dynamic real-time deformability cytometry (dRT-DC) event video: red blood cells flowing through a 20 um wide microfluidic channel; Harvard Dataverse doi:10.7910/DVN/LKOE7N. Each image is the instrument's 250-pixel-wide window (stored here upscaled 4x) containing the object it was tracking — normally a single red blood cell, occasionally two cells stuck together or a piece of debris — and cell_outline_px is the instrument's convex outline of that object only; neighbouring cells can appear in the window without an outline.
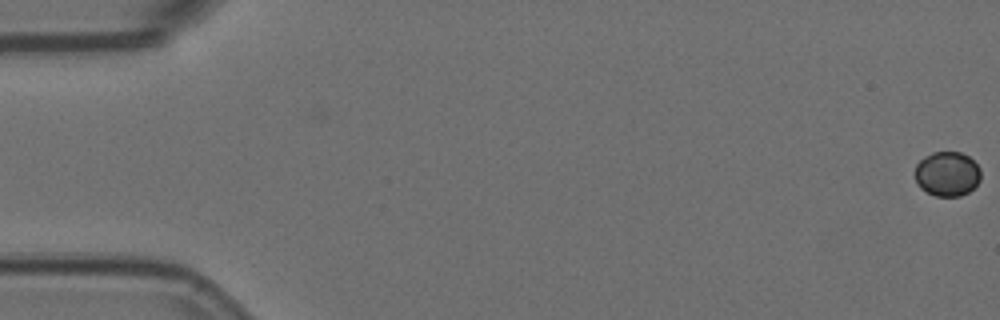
{"species": "Egyptian fruit bat (a non-hibernating species)", "species_latin": "Rousettus aegyptiacus", "temperature_condition": "room temperature", "stored_images_in_passage": 58, "camera_frame_rate_fps": 3000, "um_per_image_px": 0.085, "animal": {"sex": "female"}, "frame": {"image": 1, "passage_image": 1, "time_ms": 0.0, "image_size_px": [1000, 320], "cell_outline_px": [[980, 180], [968, 192], [960, 196], [936, 196], [920, 188], [916, 180], [916, 164], [924, 156], [932, 152], [960, 152], [968, 156], [980, 168]], "centroid_in_image_um": [80.51, 14.77], "position_along_channel_um": 4.5, "area_um2": 16.99}}
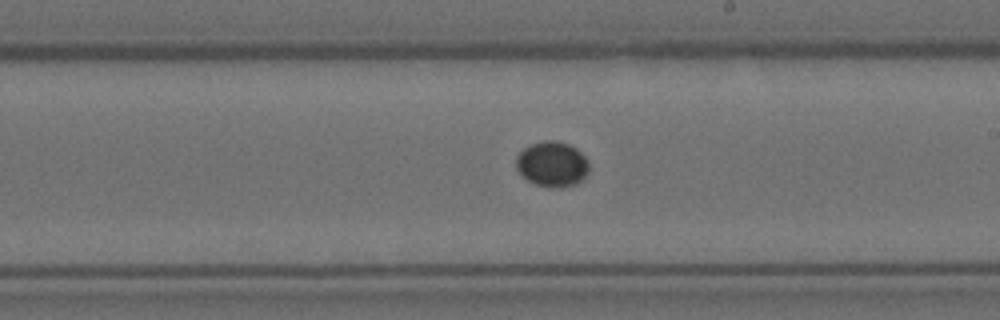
{"frame": {"image": 2, "passage_image": 34, "time_ms": 11.0, "image_size_px": [1000, 320], "cell_outline_px": [[588, 172], [576, 184], [560, 188], [552, 188], [536, 184], [528, 180], [516, 168], [516, 156], [524, 148], [532, 144], [544, 140], [556, 140], [568, 144], [576, 148], [588, 160]], "centroid_in_image_um": [46.93, 13.94], "position_along_channel_um": 242.1, "area_um2": 19.13}}
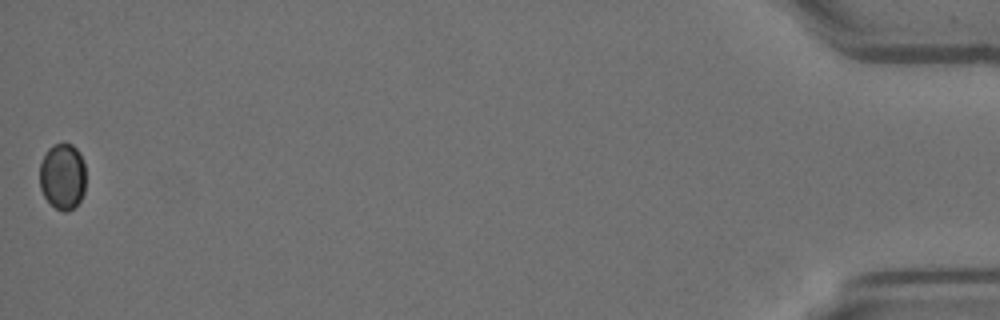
{"frame": {"image": 3, "passage_image": 58, "time_ms": 19.0, "image_size_px": [1000, 320], "cell_outline_px": [[84, 192], [80, 200], [68, 212], [64, 212], [56, 208], [44, 196], [40, 188], [40, 164], [48, 148], [52, 144], [72, 144], [80, 152], [84, 160]], "centroid_in_image_um": [5.32, 14.98], "position_along_channel_um": 429.9, "area_um2": 17.74}}